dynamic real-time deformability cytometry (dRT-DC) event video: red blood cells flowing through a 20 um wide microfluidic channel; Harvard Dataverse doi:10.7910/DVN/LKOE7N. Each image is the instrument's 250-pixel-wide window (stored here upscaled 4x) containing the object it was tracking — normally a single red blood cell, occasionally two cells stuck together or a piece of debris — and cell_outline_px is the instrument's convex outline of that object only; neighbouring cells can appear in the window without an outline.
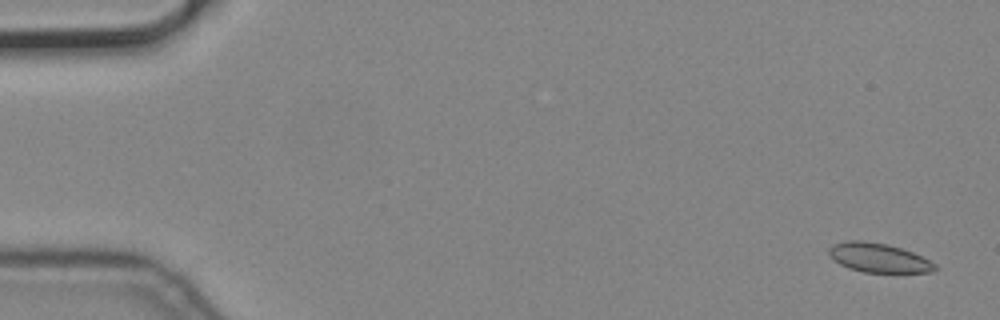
{"species": "common noctule bat (a hibernating species)", "species_latin": "Nyctalus noctula", "temperature_condition": "cold", "stored_images_in_passage": 6, "segment_of_instrument_passage": [2, 2], "camera_frame_rate_fps": 3000, "um_per_image_px": 0.085, "animal": {"sex": "male", "body_mass_g": 19.2, "forearm_length_mm": 51.8}, "frame": {"image": 1, "passage_image": 6, "time_ms": 1.667, "image_size_px": [1000, 320], "cell_outline_px": [[936, 268], [932, 272], [896, 276], [864, 272], [848, 268], [840, 264], [828, 256], [828, 248], [832, 244], [848, 240], [860, 240], [888, 244], [912, 252], [936, 264]], "centroid_in_image_um": [74.7, 21.97], "position_along_channel_um": 10.3, "area_um2": 18.96}}